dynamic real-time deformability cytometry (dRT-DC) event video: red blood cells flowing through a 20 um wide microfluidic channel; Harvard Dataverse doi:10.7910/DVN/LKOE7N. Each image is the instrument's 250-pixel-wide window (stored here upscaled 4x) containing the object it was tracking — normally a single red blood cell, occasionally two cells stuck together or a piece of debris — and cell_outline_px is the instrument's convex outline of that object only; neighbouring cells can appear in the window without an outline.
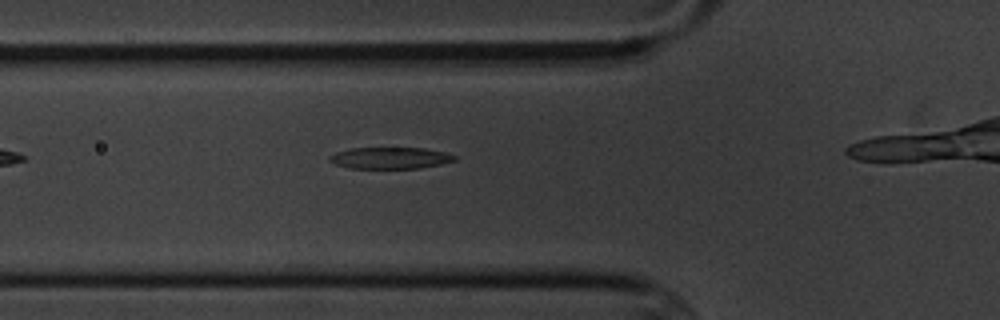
{"species": "common noctule bat (a hibernating species)", "species_latin": "Nyctalus noctula", "temperature_condition": "cold", "stored_images_in_passage": 4, "camera_frame_rate_fps": 3000, "um_per_image_px": 0.085, "animal": {"sex": "male", "body_mass_g": 20.1, "forearm_length_mm": 53.5}, "frame": {"image": 1, "passage_image": 3, "time_ms": 2.333, "image_size_px": [1000, 320], "cell_outline_px": [[456, 160], [440, 164], [420, 168], [348, 168], [336, 164], [328, 160], [328, 156], [336, 152], [352, 148], [424, 148], [444, 152], [456, 156]], "centroid_in_image_um": [33.14, 13.43], "position_along_channel_um": 92.7, "area_um2": 15.61}}